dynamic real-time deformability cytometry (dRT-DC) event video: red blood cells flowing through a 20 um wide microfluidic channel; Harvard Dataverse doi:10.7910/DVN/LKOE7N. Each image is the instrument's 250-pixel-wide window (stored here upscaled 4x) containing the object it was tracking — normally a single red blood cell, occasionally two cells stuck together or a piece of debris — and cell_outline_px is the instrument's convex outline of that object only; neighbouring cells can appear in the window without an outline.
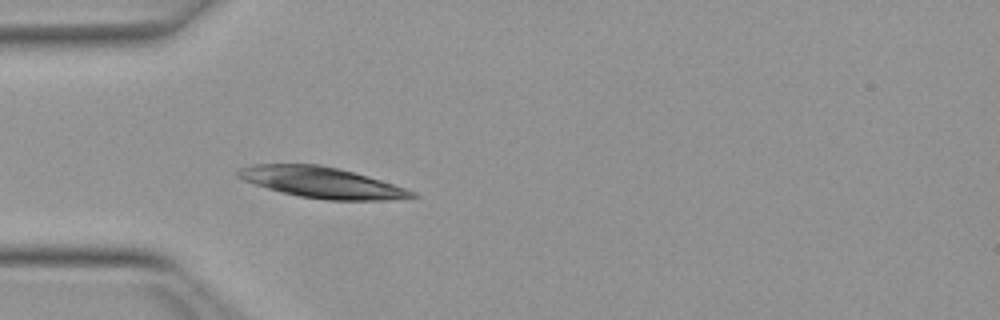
{"species": "Egyptian fruit bat (a non-hibernating species)", "species_latin": "Rousettus aegyptiacus", "temperature_condition": "warm", "stored_images_in_passage": 12, "camera_frame_rate_fps": 3000, "um_per_image_px": 0.085, "animal": {"sex": "female"}, "frame": {"image": 1, "passage_image": 1, "time_ms": 0.0, "image_size_px": [1000, 320], "cell_outline_px": [[420, 196], [384, 200], [328, 200], [300, 196], [268, 188], [244, 180], [236, 176], [236, 172], [240, 168], [252, 164], [320, 164], [340, 168], [368, 176], [416, 192]], "centroid_in_image_um": [27.35, 15.5], "position_along_channel_um": 57.7, "area_um2": 30.98}}
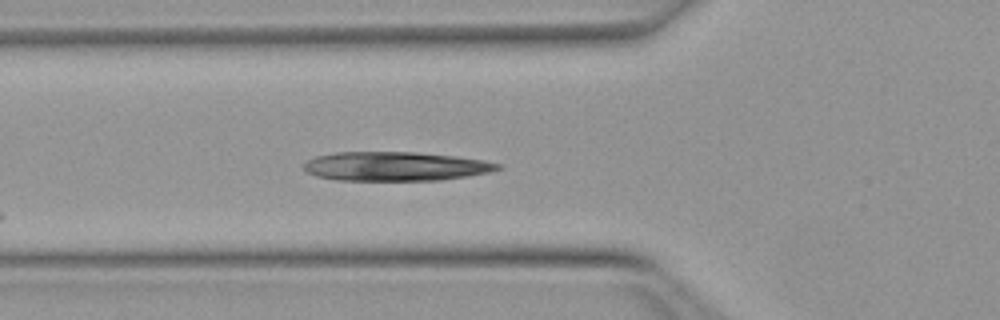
{"frame": {"image": 2, "passage_image": 4, "time_ms": 1.0, "image_size_px": [1000, 320], "cell_outline_px": [[500, 168], [488, 172], [440, 180], [336, 180], [316, 176], [304, 172], [304, 164], [308, 160], [316, 156], [336, 152], [416, 152], [456, 156], [484, 160], [500, 164]], "centroid_in_image_um": [33.56, 14.13], "position_along_channel_um": 92.2, "area_um2": 32.71}}